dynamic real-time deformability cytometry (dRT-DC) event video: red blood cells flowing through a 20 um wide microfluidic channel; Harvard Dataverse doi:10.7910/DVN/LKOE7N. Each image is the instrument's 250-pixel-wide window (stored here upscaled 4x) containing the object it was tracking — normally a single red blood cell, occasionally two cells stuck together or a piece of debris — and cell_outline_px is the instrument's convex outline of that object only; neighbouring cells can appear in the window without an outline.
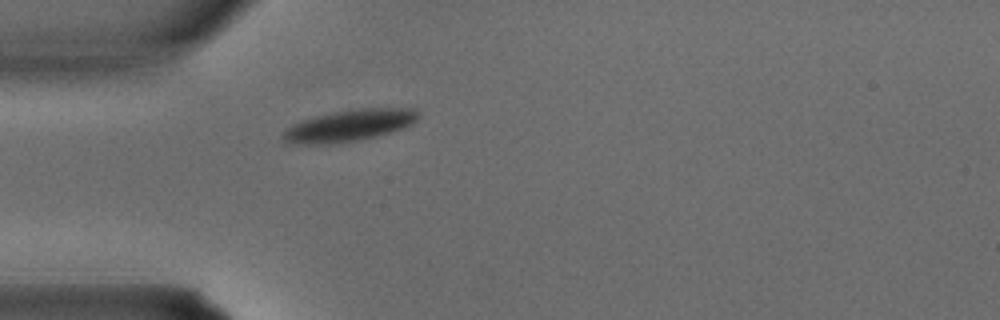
{"species": "common noctule bat (a hibernating species)", "species_latin": "Nyctalus noctula", "temperature_condition": "warm", "stored_images_in_passage": 1, "camera_frame_rate_fps": 3000, "um_per_image_px": 0.085, "animal": {"sex": "male", "body_mass_g": 15.6}, "frame": {"image": 1, "passage_image": 1, "time_ms": 0.0, "image_size_px": [1000, 320], "cell_outline_px": [[420, 116], [412, 124], [388, 132], [372, 136], [352, 140], [324, 144], [312, 144], [288, 140], [284, 136], [284, 132], [292, 124], [316, 116], [332, 112], [360, 108], [416, 108], [420, 112]], "centroid_in_image_um": [29.79, 10.61], "position_along_channel_um": 55.2, "area_um2": 23.87}}